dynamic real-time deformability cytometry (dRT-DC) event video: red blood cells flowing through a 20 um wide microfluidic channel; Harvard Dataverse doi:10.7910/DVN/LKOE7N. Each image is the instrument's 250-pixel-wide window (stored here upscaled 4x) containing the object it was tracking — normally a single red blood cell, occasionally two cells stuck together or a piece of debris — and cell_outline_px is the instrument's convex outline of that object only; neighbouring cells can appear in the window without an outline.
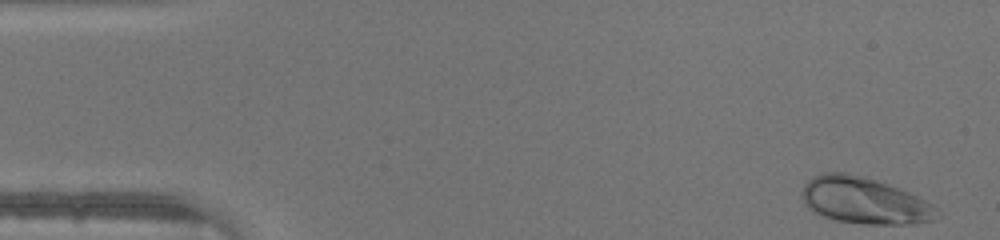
{"species": "human", "species_latin": "Homo sapiens", "temperature_condition": "warm", "stored_images_in_passage": 45, "camera_frame_rate_fps": 3000, "um_per_image_px": 0.085, "donor": {"sex": "male"}, "frame": {"image": 1, "passage_image": 1, "time_ms": 0.0, "image_size_px": [1000, 240], "cell_outline_px": [[940, 216], [932, 220], [916, 224], [864, 224], [836, 220], [812, 212], [804, 204], [800, 196], [800, 192], [804, 184], [808, 180], [824, 172], [848, 172], [888, 184], [900, 188], [932, 204], [940, 212]], "centroid_in_image_um": [73.44, 17.06], "position_along_channel_um": 11.6, "area_um2": 36.82}}
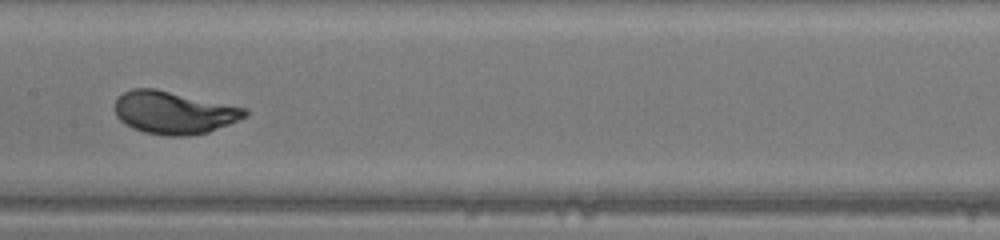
{"frame": {"image": 2, "passage_image": 22, "time_ms": 7.0, "image_size_px": [1000, 240], "cell_outline_px": [[248, 116], [208, 132], [188, 136], [164, 136], [144, 132], [132, 128], [124, 124], [116, 116], [112, 108], [116, 100], [124, 92], [132, 88], [156, 88], [248, 108]], "centroid_in_image_um": [14.76, 9.56], "position_along_channel_um": 192.6, "area_um2": 32.71}}
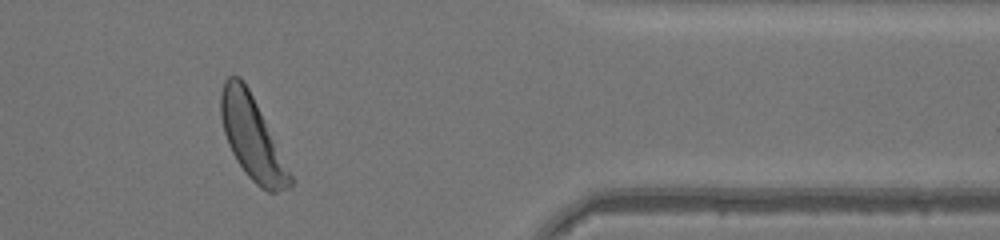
{"frame": {"image": 3, "passage_image": 37, "time_ms": 12.0, "image_size_px": [1000, 240], "cell_outline_px": [[296, 180], [288, 188], [276, 192], [268, 192], [260, 188], [244, 172], [236, 160], [228, 144], [224, 132], [220, 116], [220, 92], [224, 80], [228, 76], [240, 76], [244, 80]], "centroid_in_image_um": [21.44, 11.73], "position_along_channel_um": 390.0, "area_um2": 33.52}}